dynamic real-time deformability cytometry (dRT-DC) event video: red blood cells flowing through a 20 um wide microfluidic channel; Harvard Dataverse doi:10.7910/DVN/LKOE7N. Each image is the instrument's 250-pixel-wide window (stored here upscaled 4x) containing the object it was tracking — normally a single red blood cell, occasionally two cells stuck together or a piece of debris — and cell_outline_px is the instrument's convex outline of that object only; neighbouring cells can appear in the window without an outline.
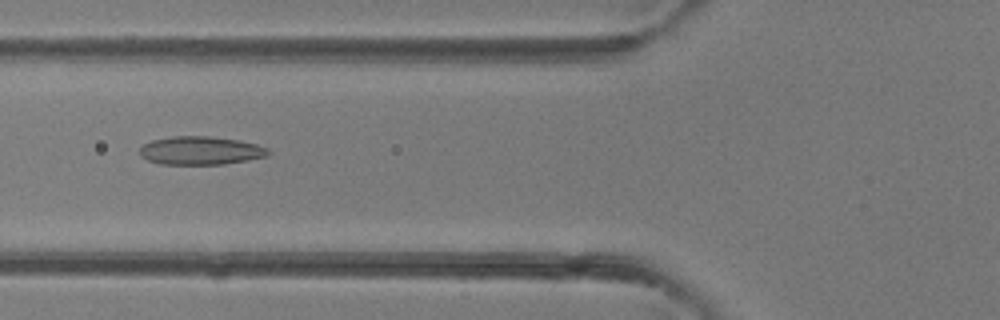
{"species": "common noctule bat (a hibernating species)", "species_latin": "Nyctalus noctula", "temperature_condition": "room temperature", "stored_images_in_passage": 41, "camera_frame_rate_fps": 3000, "um_per_image_px": 0.085, "animal": {"sex": "female"}, "frame": {"image": 1, "passage_image": 15, "time_ms": 4.667, "image_size_px": [1000, 320], "cell_outline_px": [[272, 152], [268, 156], [248, 160], [224, 164], [160, 164], [148, 160], [140, 156], [140, 148], [144, 144], [152, 140], [172, 136], [208, 136], [240, 140], [256, 144], [268, 148]], "centroid_in_image_um": [17.08, 12.8], "position_along_channel_um": 108.7, "area_um2": 21.33}}
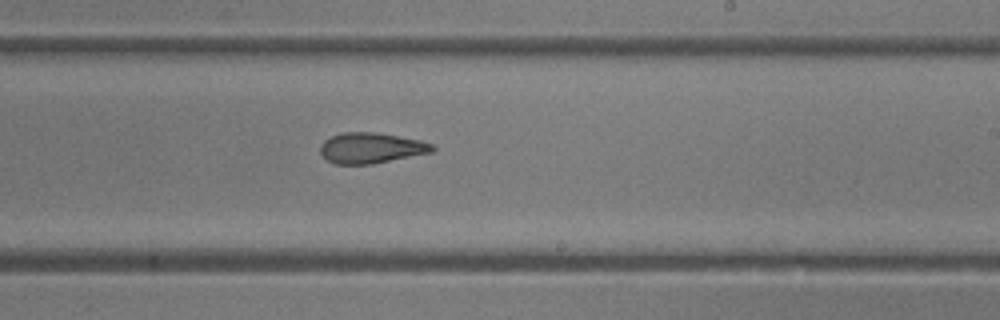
{"frame": {"image": 2, "passage_image": 24, "time_ms": 7.667, "image_size_px": [1000, 320], "cell_outline_px": [[436, 148], [432, 152], [372, 164], [336, 164], [328, 160], [320, 152], [320, 144], [324, 140], [340, 132], [376, 132], [420, 140], [432, 144]], "centroid_in_image_um": [31.53, 12.57], "position_along_channel_um": 257.5, "area_um2": 19.94}}
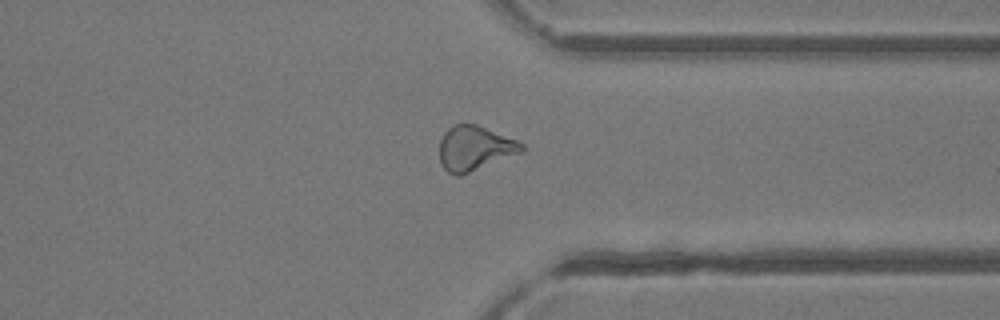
{"frame": {"image": 3, "passage_image": 31, "time_ms": 10.0, "image_size_px": [1000, 320], "cell_outline_px": [[524, 152], [460, 176], [456, 176], [448, 172], [440, 164], [440, 140], [444, 132], [452, 124], [460, 120], [464, 120], [476, 124], [516, 140], [524, 144]], "centroid_in_image_um": [40.33, 12.57], "position_along_channel_um": 371.1, "area_um2": 21.91}}